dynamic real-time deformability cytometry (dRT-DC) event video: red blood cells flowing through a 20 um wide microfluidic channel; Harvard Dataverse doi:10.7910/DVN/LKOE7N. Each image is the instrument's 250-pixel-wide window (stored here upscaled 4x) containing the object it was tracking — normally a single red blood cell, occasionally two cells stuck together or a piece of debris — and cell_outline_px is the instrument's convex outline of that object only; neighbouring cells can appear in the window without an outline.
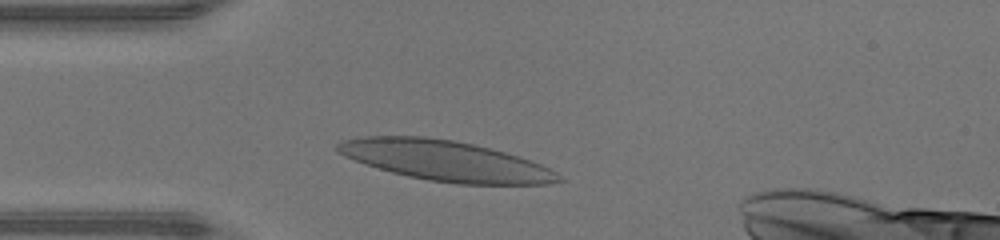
{"species": "human", "species_latin": "Homo sapiens", "temperature_condition": "warm", "stored_images_in_passage": 31, "camera_frame_rate_fps": 3000, "um_per_image_px": 0.085, "donor": {"sex": "male"}, "frame": {"image": 1, "passage_image": 5, "time_ms": 1.333, "image_size_px": [1000, 240], "cell_outline_px": [[568, 180], [548, 184], [456, 184], [428, 180], [408, 176], [392, 172], [364, 164], [344, 156], [336, 152], [336, 144], [340, 140], [364, 136], [424, 136], [452, 140], [472, 144], [504, 152], [540, 164], [556, 172]], "centroid_in_image_um": [37.83, 13.67], "position_along_channel_um": 47.2, "area_um2": 51.85}}
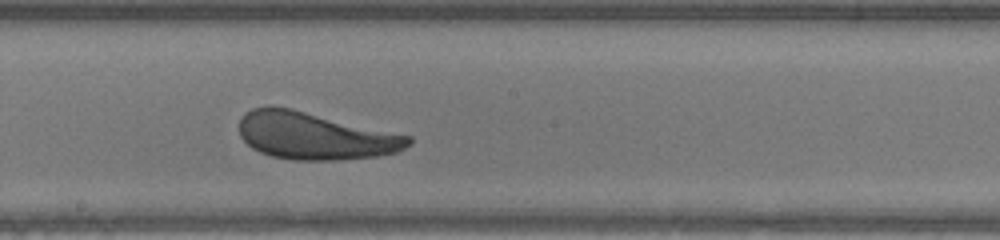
{"frame": {"image": 2, "passage_image": 18, "time_ms": 5.667, "image_size_px": [1000, 240], "cell_outline_px": [[412, 144], [396, 152], [376, 156], [336, 160], [292, 160], [272, 156], [260, 152], [252, 148], [240, 136], [240, 120], [244, 112], [252, 108], [268, 104], [272, 104], [292, 108], [412, 136]], "centroid_in_image_um": [26.74, 11.52], "position_along_channel_um": 221.5, "area_um2": 46.99}}
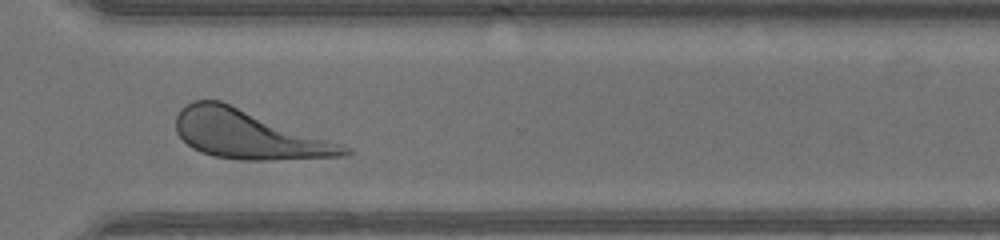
{"frame": {"image": 3, "passage_image": 27, "time_ms": 8.667, "image_size_px": [1000, 240], "cell_outline_px": [[352, 152], [348, 156], [272, 160], [240, 160], [212, 156], [200, 152], [192, 148], [176, 132], [176, 116], [180, 108], [192, 100], [220, 100], [352, 148]], "centroid_in_image_um": [21.09, 11.44], "position_along_channel_um": 349.5, "area_um2": 47.63}, "authors_computed_cell_mechanics": {"area_um2": 47.396, "velocity_mm_per_s": 4.2759, "shape_relaxation_time_tau1_ms": 2.4305, "shape_relaxation_time_tau2_ms": 1.7446, "deformation_change_tau1": 0.1356, "deformation_change_tau2": 0.1015}}